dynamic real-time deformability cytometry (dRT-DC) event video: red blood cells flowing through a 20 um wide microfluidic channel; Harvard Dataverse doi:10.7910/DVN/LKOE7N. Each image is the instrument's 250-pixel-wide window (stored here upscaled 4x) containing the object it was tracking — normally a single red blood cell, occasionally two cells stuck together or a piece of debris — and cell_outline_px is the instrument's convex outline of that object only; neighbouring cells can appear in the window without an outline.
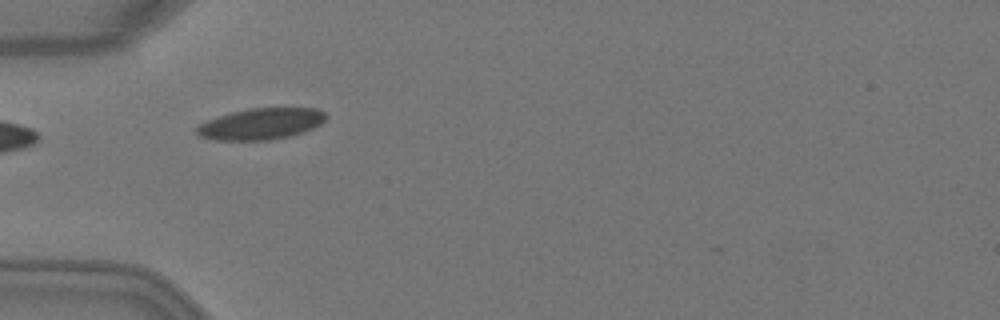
{"species": "Egyptian fruit bat (a non-hibernating species)", "species_latin": "Rousettus aegyptiacus", "temperature_condition": "warm", "stored_images_in_passage": 6, "camera_frame_rate_fps": 3000, "um_per_image_px": 0.085, "animal": {"sex": "female"}, "frame": {"image": 1, "passage_image": 4, "time_ms": 1.0, "image_size_px": [1000, 320], "cell_outline_px": [[328, 116], [320, 124], [304, 132], [292, 136], [272, 140], [216, 140], [200, 136], [196, 132], [196, 128], [200, 124], [208, 120], [232, 112], [248, 108], [316, 108], [324, 112]], "centroid_in_image_um": [22.22, 10.53], "position_along_channel_um": 62.8, "area_um2": 23.52}}